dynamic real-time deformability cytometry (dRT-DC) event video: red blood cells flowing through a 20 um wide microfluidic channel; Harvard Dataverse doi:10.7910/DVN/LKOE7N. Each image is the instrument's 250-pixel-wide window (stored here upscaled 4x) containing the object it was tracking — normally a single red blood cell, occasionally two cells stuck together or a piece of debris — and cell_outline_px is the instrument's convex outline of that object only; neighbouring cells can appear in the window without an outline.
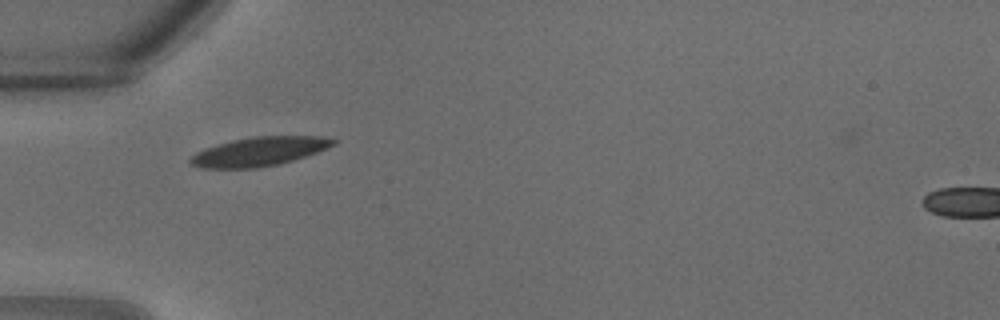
{"species": "common noctule bat (a hibernating species)", "species_latin": "Nyctalus noctula", "temperature_condition": "warm", "stored_images_in_passage": 27, "camera_frame_rate_fps": 3000, "um_per_image_px": 0.085, "animal": {"sex": "male", "body_mass_g": 18.8}, "frame": {"image": 1, "passage_image": 5, "time_ms": 1.333, "image_size_px": [1000, 320], "cell_outline_px": [[336, 144], [316, 152], [280, 164], [256, 168], [200, 168], [192, 164], [188, 160], [196, 152], [232, 140], [252, 136], [324, 136], [336, 140]], "centroid_in_image_um": [22.05, 12.88], "position_along_channel_um": 63.0, "area_um2": 23.87}}
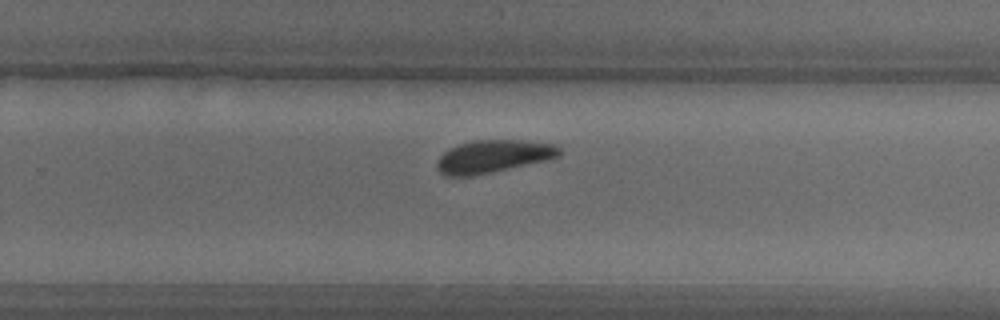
{"frame": {"image": 2, "passage_image": 16, "time_ms": 5.0, "image_size_px": [1000, 320], "cell_outline_px": [[564, 152], [560, 156], [548, 160], [492, 172], [472, 176], [444, 176], [436, 168], [436, 164], [440, 156], [448, 148], [460, 144], [476, 140], [520, 140], [552, 144], [560, 148]], "centroid_in_image_um": [41.92, 13.3], "position_along_channel_um": 287.9, "area_um2": 23.41}}
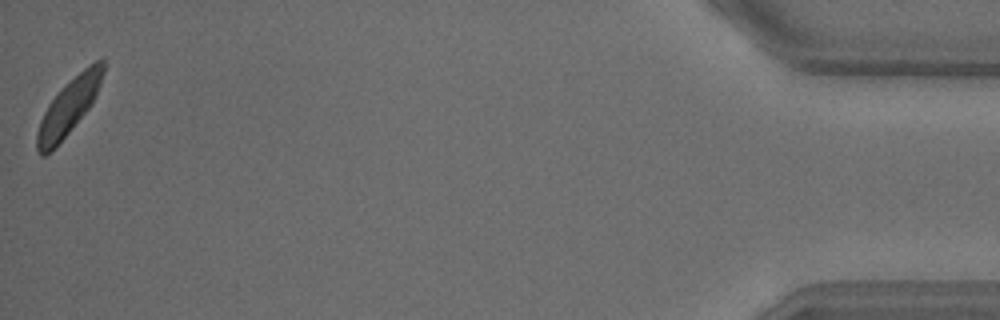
{"frame": {"image": 3, "passage_image": 27, "time_ms": 8.667, "image_size_px": [1000, 320], "cell_outline_px": [[104, 72], [100, 84], [88, 108], [68, 132], [44, 156], [40, 156], [36, 148], [36, 132], [40, 120], [48, 104], [84, 68], [96, 60], [104, 56]], "centroid_in_image_um": [5.83, 9.07], "position_along_channel_um": 429.4, "area_um2": 20.4}}